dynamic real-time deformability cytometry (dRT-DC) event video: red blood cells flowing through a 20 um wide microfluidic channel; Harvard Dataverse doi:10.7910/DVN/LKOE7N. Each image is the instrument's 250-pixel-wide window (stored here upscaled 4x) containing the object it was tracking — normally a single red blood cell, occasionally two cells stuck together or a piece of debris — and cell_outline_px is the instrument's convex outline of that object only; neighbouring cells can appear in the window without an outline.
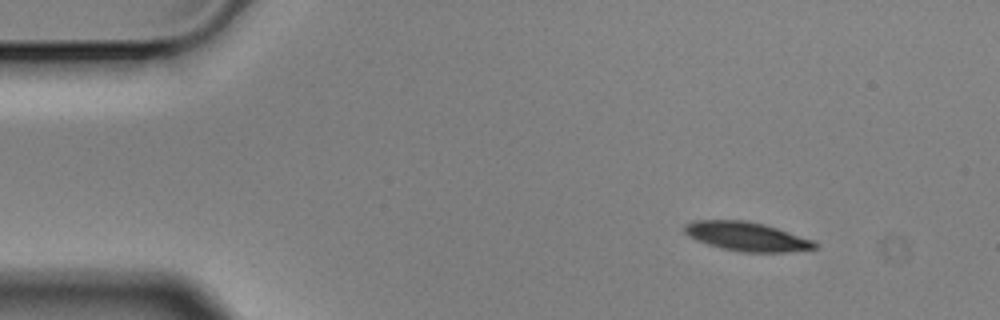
{"species": "Egyptian fruit bat (a non-hibernating species)", "species_latin": "Rousettus aegyptiacus", "temperature_condition": "cold", "stored_images_in_passage": 13, "camera_frame_rate_fps": 3000, "um_per_image_px": 0.085, "animal": {"sex": "male"}, "frame": {"image": 1, "passage_image": 1, "time_ms": 0.0, "image_size_px": [1000, 320], "cell_outline_px": [[820, 244], [816, 248], [784, 252], [740, 252], [720, 248], [696, 240], [688, 236], [684, 232], [684, 224], [692, 220], [744, 220], [764, 224], [812, 240]], "centroid_in_image_um": [63.42, 20.1], "position_along_channel_um": 21.6, "area_um2": 21.96}}
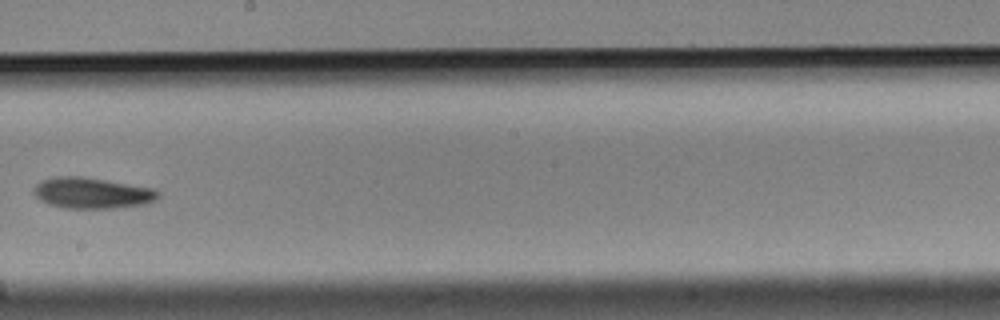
{"frame": {"image": 2, "passage_image": 7, "time_ms": 2.0, "image_size_px": [1000, 320], "cell_outline_px": [[160, 196], [156, 200], [148, 204], [116, 208], [64, 208], [48, 204], [40, 200], [32, 192], [36, 184], [44, 180], [56, 176], [84, 176], [156, 188], [160, 192]], "centroid_in_image_um": [7.88, 16.4], "position_along_channel_um": 240.3, "area_um2": 22.83}}
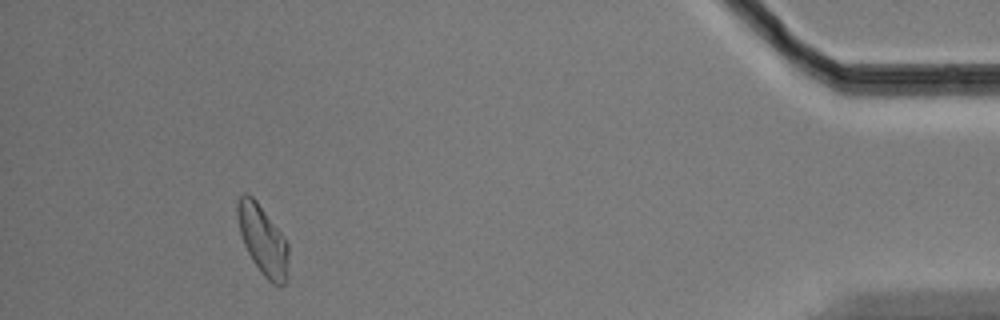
{"frame": {"image": 3, "passage_image": 12, "time_ms": 3.667, "image_size_px": [1000, 320], "cell_outline_px": [[288, 276], [284, 284], [280, 288], [272, 284], [260, 272], [252, 260], [244, 244], [240, 232], [236, 212], [236, 204], [240, 196], [244, 192], [248, 192], [256, 200], [280, 232], [288, 244]], "centroid_in_image_um": [22.34, 20.43], "position_along_channel_um": 412.9, "area_um2": 20.75}}